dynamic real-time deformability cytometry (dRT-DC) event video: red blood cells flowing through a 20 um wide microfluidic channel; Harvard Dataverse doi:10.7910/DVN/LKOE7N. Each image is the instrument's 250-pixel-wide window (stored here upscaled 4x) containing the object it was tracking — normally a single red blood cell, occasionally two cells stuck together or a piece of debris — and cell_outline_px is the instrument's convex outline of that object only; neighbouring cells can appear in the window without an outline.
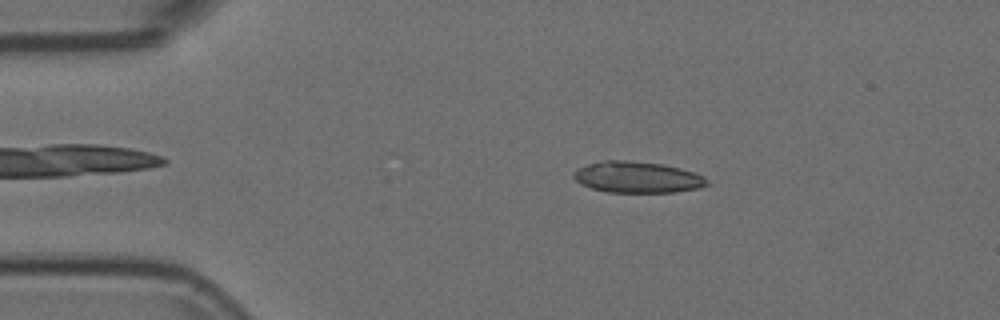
{"species": "Egyptian fruit bat (a non-hibernating species)", "species_latin": "Rousettus aegyptiacus", "temperature_condition": "room temperature", "stored_images_in_passage": 49, "camera_frame_rate_fps": 3000, "um_per_image_px": 0.085, "animal": {"sex": "female"}, "frame": {"image": 1, "passage_image": 10, "time_ms": 3.0, "image_size_px": [1000, 320], "cell_outline_px": [[712, 184], [700, 188], [676, 192], [604, 192], [592, 188], [576, 180], [572, 176], [572, 172], [588, 164], [604, 160], [628, 160], [660, 164], [680, 168], [704, 176]], "centroid_in_image_um": [54.21, 15.07], "position_along_channel_um": 30.8, "area_um2": 24.28}}
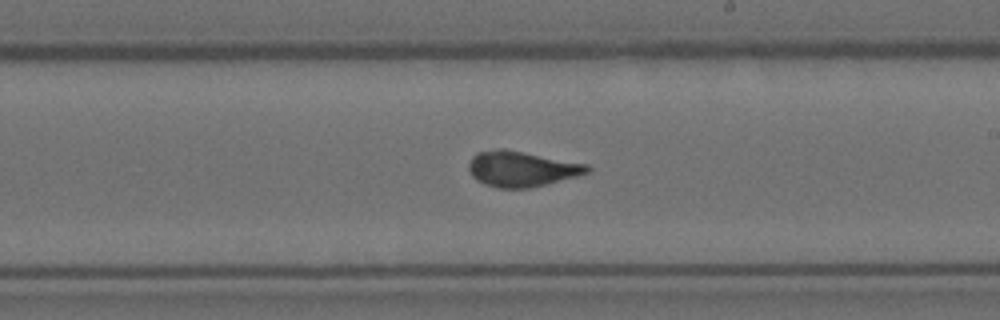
{"frame": {"image": 2, "passage_image": 31, "time_ms": 10.0, "image_size_px": [1000, 320], "cell_outline_px": [[592, 168], [588, 172], [576, 176], [548, 184], [528, 188], [496, 188], [484, 184], [476, 180], [472, 176], [468, 168], [468, 164], [472, 156], [476, 152], [520, 152], [588, 164]], "centroid_in_image_um": [44.35, 14.41], "position_along_channel_um": 244.7, "area_um2": 23.7}}
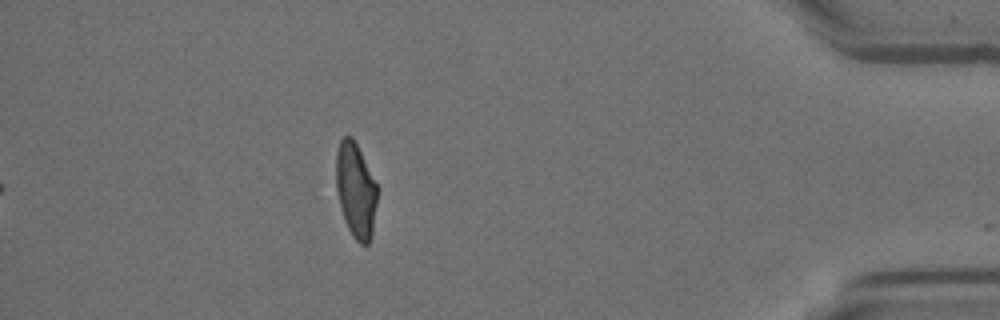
{"frame": {"image": 3, "passage_image": 48, "time_ms": 15.667, "image_size_px": [1000, 320], "cell_outline_px": [[380, 188], [372, 236], [368, 244], [360, 244], [352, 236], [344, 220], [336, 188], [336, 152], [340, 140], [344, 136], [352, 136]], "centroid_in_image_um": [30.27, 16.18], "position_along_channel_um": 404.9, "area_um2": 23.29}}